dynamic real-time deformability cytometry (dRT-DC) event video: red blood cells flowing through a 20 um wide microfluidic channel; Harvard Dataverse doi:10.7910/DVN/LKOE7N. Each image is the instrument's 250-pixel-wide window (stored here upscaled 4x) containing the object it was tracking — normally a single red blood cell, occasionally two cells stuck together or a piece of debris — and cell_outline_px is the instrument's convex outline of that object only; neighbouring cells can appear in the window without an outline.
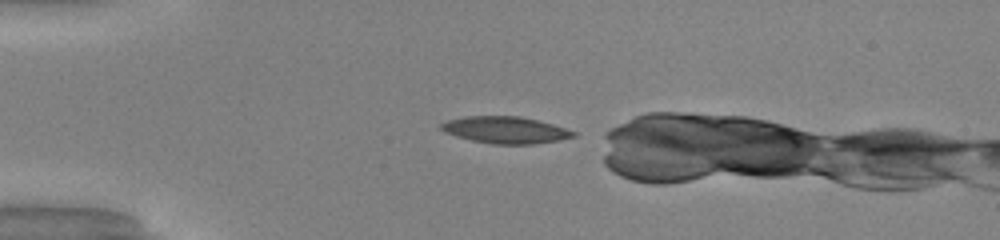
{"species": "common noctule bat (a hibernating species)", "species_latin": "Nyctalus noctula", "temperature_condition": "warm", "stored_images_in_passage": 32, "camera_frame_rate_fps": 3000, "um_per_image_px": 0.085, "animal": {"sex": "male", "body_mass_g": 20.0, "forearm_length_mm": 53.3}, "frame": {"image": 1, "passage_image": 2, "time_ms": 0.333, "image_size_px": [1000, 240], "cell_outline_px": [[576, 136], [560, 140], [532, 144], [492, 144], [472, 140], [456, 136], [444, 132], [440, 128], [440, 124], [448, 120], [464, 116], [520, 116], [552, 124], [576, 132]], "centroid_in_image_um": [42.94, 11.05], "position_along_channel_um": 42.1, "area_um2": 20.58}}
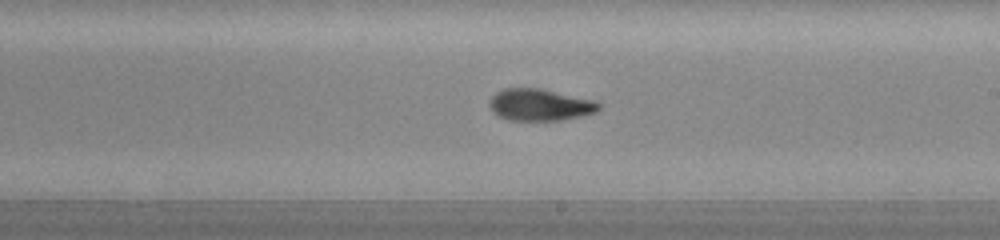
{"frame": {"image": 2, "passage_image": 19, "time_ms": 6.0, "image_size_px": [1000, 240], "cell_outline_px": [[600, 108], [596, 112], [580, 116], [560, 120], [508, 120], [500, 116], [488, 104], [492, 96], [496, 92], [504, 88], [540, 88], [596, 100], [600, 104]], "centroid_in_image_um": [45.92, 8.89], "position_along_channel_um": 243.1, "area_um2": 20.17}}
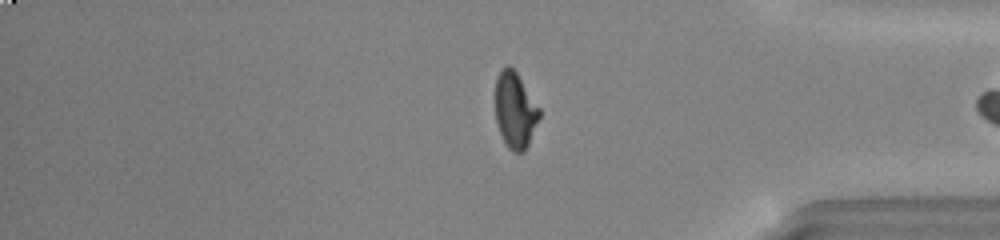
{"frame": {"image": 3, "passage_image": 31, "time_ms": 10.0, "image_size_px": [1000, 240], "cell_outline_px": [[540, 116], [528, 144], [524, 152], [512, 152], [508, 148], [500, 132], [496, 120], [496, 76], [508, 64], [516, 72], [540, 108]], "centroid_in_image_um": [43.79, 9.38], "position_along_channel_um": 391.4, "area_um2": 19.19}}